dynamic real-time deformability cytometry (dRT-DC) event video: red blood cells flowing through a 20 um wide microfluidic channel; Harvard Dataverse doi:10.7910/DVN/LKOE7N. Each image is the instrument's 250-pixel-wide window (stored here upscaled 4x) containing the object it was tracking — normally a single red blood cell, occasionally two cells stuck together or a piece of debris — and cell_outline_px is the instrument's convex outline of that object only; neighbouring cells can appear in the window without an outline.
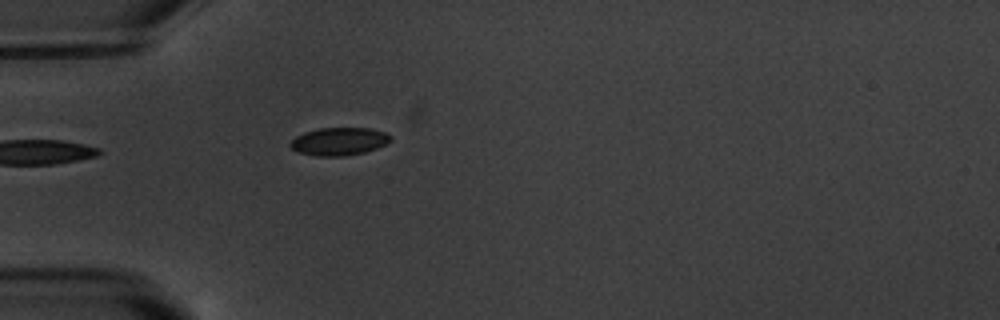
{"species": "common noctule bat (a hibernating species)", "species_latin": "Nyctalus noctula", "temperature_condition": "warm", "stored_images_in_passage": 1, "camera_frame_rate_fps": 3000, "um_per_image_px": 0.085, "animal": {"sex": "male", "body_mass_g": 20.1, "forearm_length_mm": 53.5}, "frame": {"image": 1, "passage_image": 1, "time_ms": 0.0, "image_size_px": [1000, 320], "cell_outline_px": [[392, 140], [388, 144], [364, 152], [344, 156], [316, 156], [296, 152], [288, 144], [296, 136], [304, 132], [320, 128], [372, 128], [384, 132], [392, 136]], "centroid_in_image_um": [28.83, 12.02], "position_along_channel_um": 56.2, "area_um2": 16.42}}